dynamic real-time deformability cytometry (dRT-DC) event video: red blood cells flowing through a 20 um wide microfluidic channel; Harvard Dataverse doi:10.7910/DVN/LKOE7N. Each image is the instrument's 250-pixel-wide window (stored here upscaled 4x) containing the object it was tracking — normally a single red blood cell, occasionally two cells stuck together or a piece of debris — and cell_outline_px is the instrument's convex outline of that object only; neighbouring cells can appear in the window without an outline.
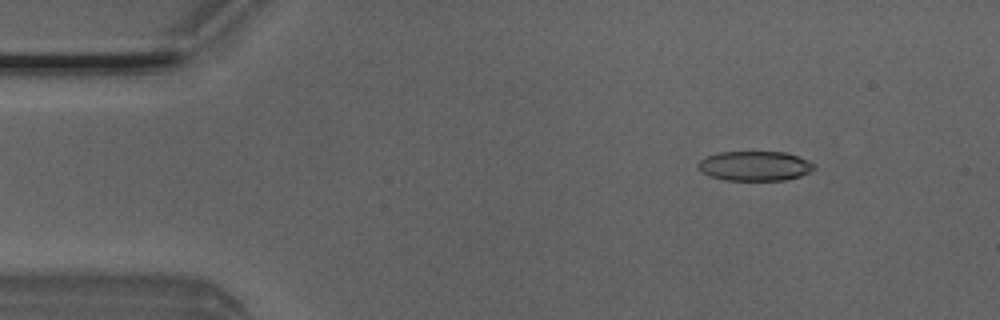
{"species": "Egyptian fruit bat (a non-hibernating species)", "species_latin": "Rousettus aegyptiacus", "temperature_condition": "room temperature", "stored_images_in_passage": 50, "camera_frame_rate_fps": 3000, "um_per_image_px": 0.085, "animal": {"sex": "male"}, "frame": {"image": 1, "passage_image": 6, "time_ms": 1.667, "image_size_px": [1000, 320], "cell_outline_px": [[816, 168], [800, 176], [784, 180], [724, 180], [708, 176], [696, 164], [700, 160], [708, 156], [720, 152], [784, 152], [808, 160], [816, 164]], "centroid_in_image_um": [64.17, 14.11], "position_along_channel_um": 20.8, "area_um2": 19.94}}
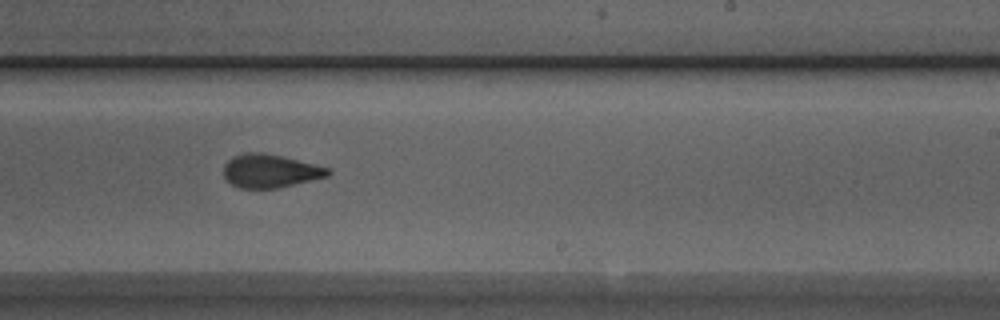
{"frame": {"image": 2, "passage_image": 30, "time_ms": 9.667, "image_size_px": [1000, 320], "cell_outline_px": [[332, 172], [328, 176], [312, 180], [276, 188], [240, 188], [232, 184], [224, 176], [224, 164], [232, 156], [248, 152], [260, 152], [280, 156], [332, 168]], "centroid_in_image_um": [22.98, 14.53], "position_along_channel_um": 266.0, "area_um2": 20.17}}
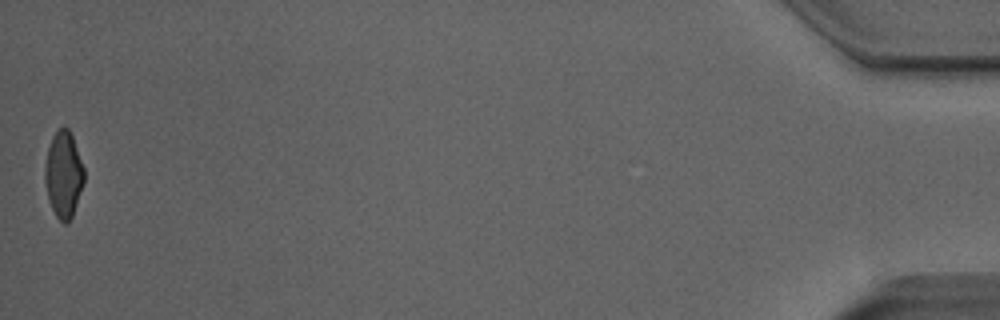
{"frame": {"image": 3, "passage_image": 50, "time_ms": 16.333, "image_size_px": [1000, 320], "cell_outline_px": [[84, 184], [72, 216], [68, 224], [64, 224], [56, 216], [48, 200], [44, 180], [44, 168], [48, 148], [52, 136], [64, 124], [68, 128], [72, 136], [84, 168]], "centroid_in_image_um": [5.39, 14.84], "position_along_channel_um": 429.8, "area_um2": 19.83}, "authors_computed_cell_mechanics": {"area_um2": 20.6635, "velocity_mm_per_s": 4.0107, "shape_relaxation_time_tau1_ms": 9.6452, "shape_relaxation_time_tau2_ms": 1.5031, "deformation_change_tau1": 0.2416, "deformation_change_tau2": 0.0795}}